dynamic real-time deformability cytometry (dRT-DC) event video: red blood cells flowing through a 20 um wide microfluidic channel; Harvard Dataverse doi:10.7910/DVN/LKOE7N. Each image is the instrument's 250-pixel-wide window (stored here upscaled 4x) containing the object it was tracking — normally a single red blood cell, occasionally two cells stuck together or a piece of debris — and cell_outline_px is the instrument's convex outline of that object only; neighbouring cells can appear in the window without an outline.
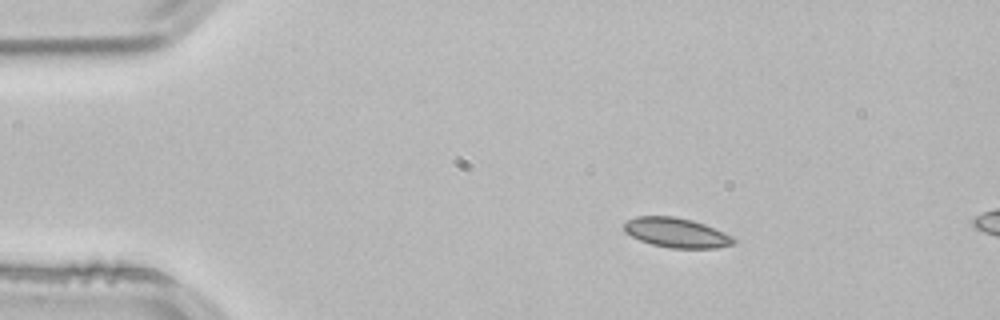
{"species": "common noctule bat (a hibernating species)", "species_latin": "Nyctalus noctula", "temperature_condition": "room temperature", "stored_images_in_passage": 13, "camera_frame_rate_fps": 3000, "um_per_image_px": 0.085, "animal": {"sex": "male", "body_mass_g": 21.5, "forearm_length_mm": 52.0}, "frame": {"image": 1, "passage_image": 8, "time_ms": 2.333, "image_size_px": [1000, 320], "cell_outline_px": [[736, 244], [716, 248], [672, 248], [652, 244], [640, 240], [624, 232], [624, 224], [628, 220], [636, 216], [672, 216], [692, 220], [704, 224], [724, 232], [732, 236], [736, 240]], "centroid_in_image_um": [57.51, 19.78], "position_along_channel_um": 27.5, "area_um2": 18.9}}